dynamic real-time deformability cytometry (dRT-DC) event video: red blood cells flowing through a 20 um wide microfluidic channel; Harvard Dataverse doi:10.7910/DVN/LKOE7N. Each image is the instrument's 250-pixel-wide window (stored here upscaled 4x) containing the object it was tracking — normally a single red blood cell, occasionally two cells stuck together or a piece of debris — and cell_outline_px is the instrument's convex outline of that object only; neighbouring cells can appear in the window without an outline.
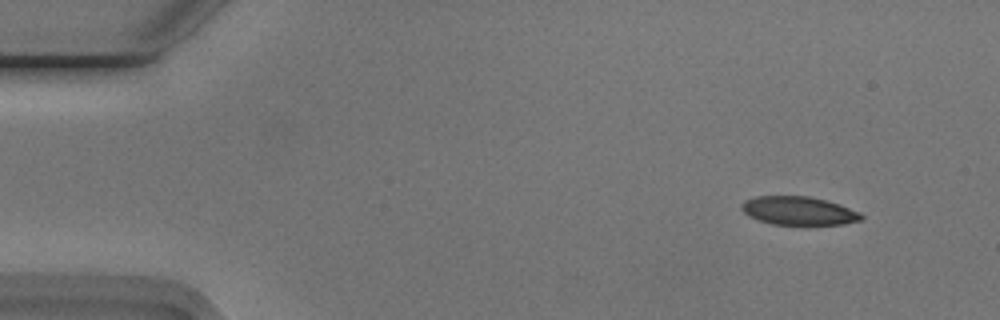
{"species": "Egyptian fruit bat (a non-hibernating species)", "species_latin": "Rousettus aegyptiacus", "temperature_condition": "cold", "stored_images_in_passage": 50, "camera_frame_rate_fps": 3000, "um_per_image_px": 0.085, "animal": {"sex": "male"}, "frame": {"image": 1, "passage_image": 1, "time_ms": 0.0, "image_size_px": [1000, 320], "cell_outline_px": [[864, 216], [860, 220], [844, 224], [772, 224], [760, 220], [744, 212], [740, 208], [740, 204], [744, 200], [756, 196], [808, 196], [840, 204], [860, 212]], "centroid_in_image_um": [67.88, 17.9], "position_along_channel_um": 17.1, "area_um2": 19.65}}
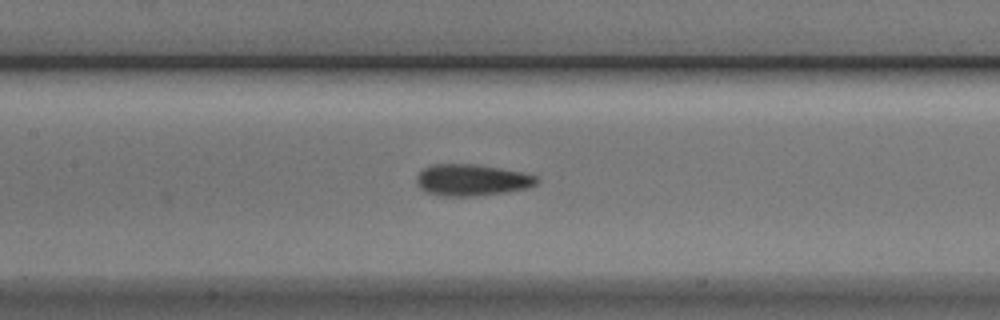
{"frame": {"image": 2, "passage_image": 21, "time_ms": 6.667, "image_size_px": [1000, 320], "cell_outline_px": [[540, 180], [536, 184], [528, 188], [508, 192], [476, 196], [440, 196], [424, 192], [416, 184], [416, 176], [424, 168], [432, 164], [472, 164], [500, 168], [524, 172], [536, 176]], "centroid_in_image_um": [40.1, 15.31], "position_along_channel_um": 167.3, "area_um2": 22.37}}
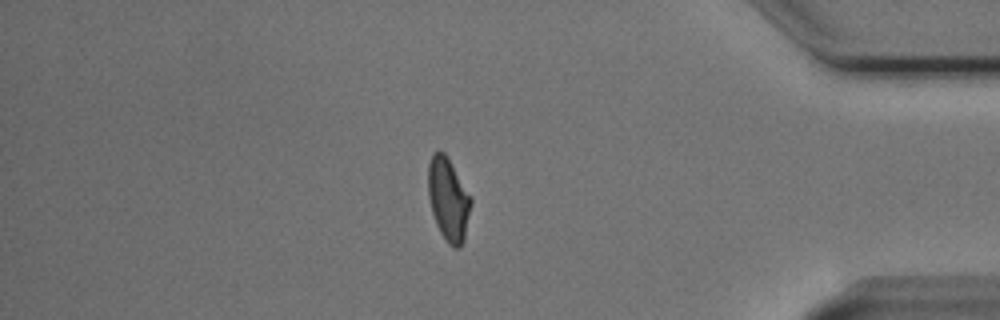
{"frame": {"image": 3, "passage_image": 42, "time_ms": 13.667, "image_size_px": [1000, 320], "cell_outline_px": [[472, 204], [464, 240], [460, 248], [452, 248], [448, 244], [440, 232], [436, 224], [432, 212], [428, 196], [428, 164], [432, 152], [444, 152], [448, 156], [472, 196]], "centroid_in_image_um": [38.13, 16.93], "position_along_channel_um": 397.1, "area_um2": 21.15}, "authors_computed_cell_mechanics": {"area_um2": 21.1548, "velocity_mm_per_s": 3.7693, "shape_relaxation_time_tau1_ms": 4.1398, "shape_relaxation_time_tau2_ms": 1.4993, "deformation_change_tau1": 0.1284, "deformation_change_tau2": 0.0821}}